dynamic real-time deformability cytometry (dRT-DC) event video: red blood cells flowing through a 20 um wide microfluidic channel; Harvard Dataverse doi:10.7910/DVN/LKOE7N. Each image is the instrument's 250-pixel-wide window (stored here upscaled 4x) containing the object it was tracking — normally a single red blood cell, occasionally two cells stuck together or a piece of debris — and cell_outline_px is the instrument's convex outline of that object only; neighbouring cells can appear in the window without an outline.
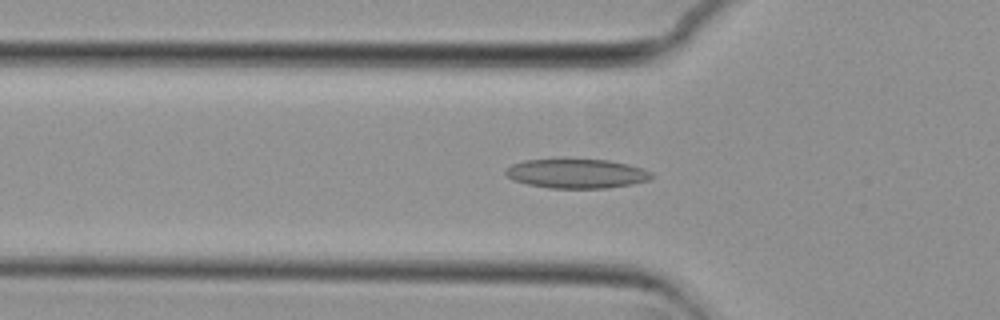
{"species": "common noctule bat (a hibernating species)", "species_latin": "Nyctalus noctula", "temperature_condition": "cold", "stored_images_in_passage": 54, "camera_frame_rate_fps": 3000, "um_per_image_px": 0.085, "animal": {"sex": "female", "body_mass_g": 29.2, "forearm_length_mm": 56.3}, "frame": {"image": 1, "passage_image": 17, "time_ms": 5.333, "image_size_px": [1000, 320], "cell_outline_px": [[652, 176], [648, 180], [632, 184], [608, 188], [548, 188], [528, 184], [512, 180], [504, 172], [504, 168], [512, 164], [524, 160], [560, 156], [608, 160], [628, 164], [652, 172]], "centroid_in_image_um": [48.93, 14.7], "position_along_channel_um": 76.9, "area_um2": 25.95}}
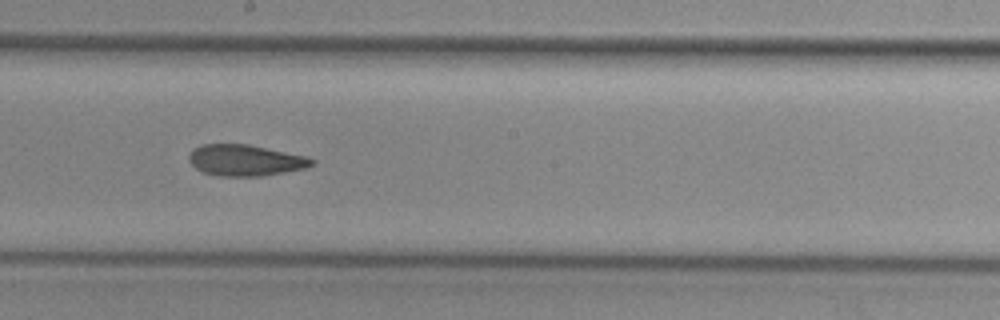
{"frame": {"image": 2, "passage_image": 29, "time_ms": 9.333, "image_size_px": [1000, 320], "cell_outline_px": [[316, 164], [308, 168], [260, 176], [220, 176], [204, 172], [196, 168], [188, 160], [188, 156], [192, 148], [204, 144], [248, 144], [308, 156], [316, 160]], "centroid_in_image_um": [20.9, 13.62], "position_along_channel_um": 227.3, "area_um2": 22.54}}
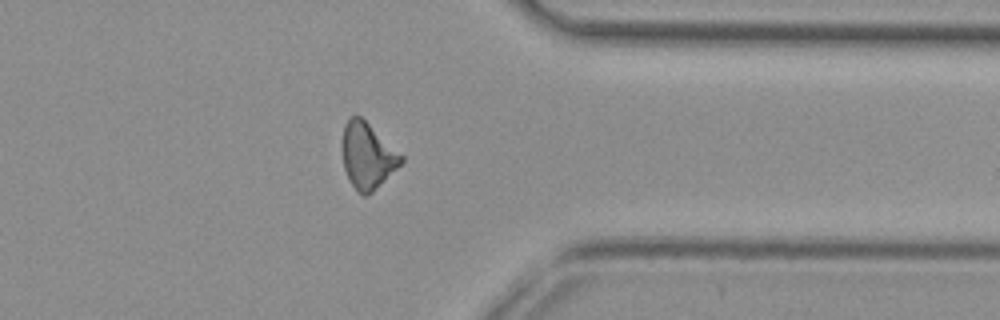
{"frame": {"image": 3, "passage_image": 42, "time_ms": 13.667, "image_size_px": [1000, 320], "cell_outline_px": [[404, 160], [368, 196], [364, 196], [352, 184], [344, 168], [344, 124], [352, 116], [360, 116], [404, 156]], "centroid_in_image_um": [31.26, 13.24], "position_along_channel_um": 380.1, "area_um2": 21.73}, "authors_computed_cell_mechanics": {"area_um2": 22.8599, "velocity_mm_per_s": 3.7494, "shape_relaxation_time_tau1_ms": null, "shape_relaxation_time_tau2_ms": 3.6479, "deformation_change_tau1": null, "deformation_change_tau2": 0.1214}}